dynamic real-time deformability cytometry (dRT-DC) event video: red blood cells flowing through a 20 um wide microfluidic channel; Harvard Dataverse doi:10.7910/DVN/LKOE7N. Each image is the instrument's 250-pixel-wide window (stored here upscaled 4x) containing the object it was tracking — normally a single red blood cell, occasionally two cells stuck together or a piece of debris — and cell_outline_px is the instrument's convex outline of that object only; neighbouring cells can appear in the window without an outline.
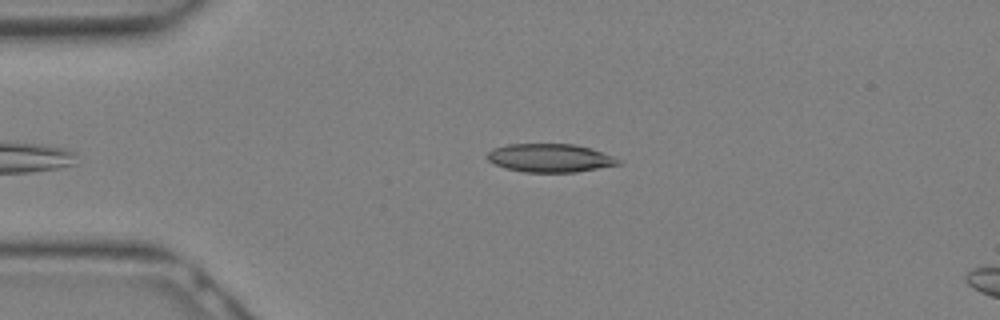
{"species": "Egyptian fruit bat (a non-hibernating species)", "species_latin": "Rousettus aegyptiacus", "temperature_condition": "warm", "stored_images_in_passage": 4, "camera_frame_rate_fps": 3000, "um_per_image_px": 0.085, "animal": {"sex": "female"}, "frame": {"image": 1, "passage_image": 1, "time_ms": 0.0, "image_size_px": [1000, 320], "cell_outline_px": [[624, 164], [576, 172], [524, 172], [504, 168], [488, 160], [488, 152], [492, 148], [508, 144], [576, 144], [592, 148], [612, 156], [620, 160]], "centroid_in_image_um": [46.78, 13.43], "position_along_channel_um": 38.2, "area_um2": 21.79}}